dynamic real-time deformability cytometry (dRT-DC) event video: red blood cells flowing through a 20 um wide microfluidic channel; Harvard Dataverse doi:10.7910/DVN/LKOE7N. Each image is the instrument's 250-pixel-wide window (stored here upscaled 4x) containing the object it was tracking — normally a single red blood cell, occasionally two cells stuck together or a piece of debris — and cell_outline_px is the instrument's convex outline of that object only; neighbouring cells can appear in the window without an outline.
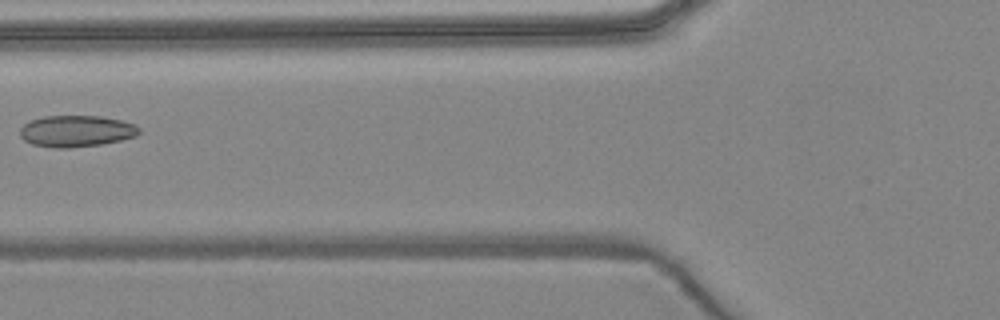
{"species": "common noctule bat (a hibernating species)", "species_latin": "Nyctalus noctula", "temperature_condition": "warm", "stored_images_in_passage": 6, "camera_frame_rate_fps": 3000, "um_per_image_px": 0.085, "animal": {"sex": "female", "body_mass_g": 24.6, "forearm_length_mm": 56.2}, "frame": {"image": 1, "passage_image": 5, "time_ms": 5.0, "image_size_px": [1000, 320], "cell_outline_px": [[140, 132], [136, 136], [120, 140], [100, 144], [68, 148], [56, 148], [32, 144], [24, 140], [20, 136], [20, 128], [24, 124], [32, 120], [44, 116], [100, 116], [120, 120], [132, 124], [140, 128]], "centroid_in_image_um": [6.46, 11.14], "position_along_channel_um": 119.3, "area_um2": 21.68}}
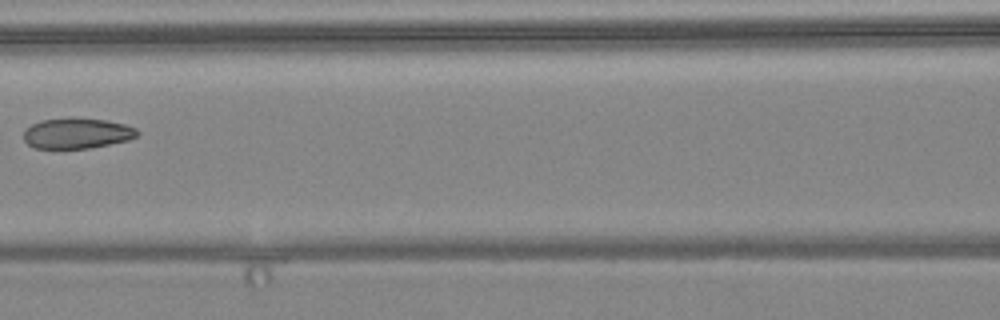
{"frame": {"image": 2, "passage_image": 6, "time_ms": 6.0, "image_size_px": [1000, 320], "cell_outline_px": [[140, 132], [136, 136], [128, 140], [92, 148], [32, 148], [24, 140], [24, 132], [32, 124], [40, 120], [108, 120], [124, 124], [136, 128]], "centroid_in_image_um": [6.56, 11.37], "position_along_channel_um": 160.0, "area_um2": 19.59}}